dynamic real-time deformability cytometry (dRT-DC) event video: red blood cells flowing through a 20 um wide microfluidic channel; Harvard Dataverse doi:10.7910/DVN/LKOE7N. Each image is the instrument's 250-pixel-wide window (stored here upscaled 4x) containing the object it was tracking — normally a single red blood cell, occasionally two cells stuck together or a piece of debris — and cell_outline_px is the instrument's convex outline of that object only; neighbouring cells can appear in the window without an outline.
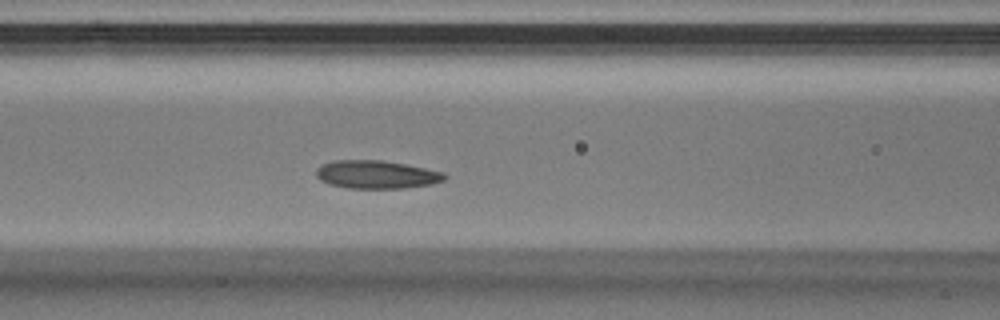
{"species": "Egyptian fruit bat (a non-hibernating species)", "species_latin": "Rousettus aegyptiacus", "temperature_condition": "warm", "stored_images_in_passage": 29, "camera_frame_rate_fps": 3000, "um_per_image_px": 0.085, "animal": {"sex": "male"}, "frame": {"image": 1, "passage_image": 5, "time_ms": 1.333, "image_size_px": [1000, 320], "cell_outline_px": [[448, 176], [444, 180], [432, 184], [404, 188], [348, 188], [332, 184], [320, 180], [316, 176], [316, 168], [320, 164], [332, 160], [384, 160], [444, 172]], "centroid_in_image_um": [31.99, 14.82], "position_along_channel_um": 134.6, "area_um2": 21.1}}
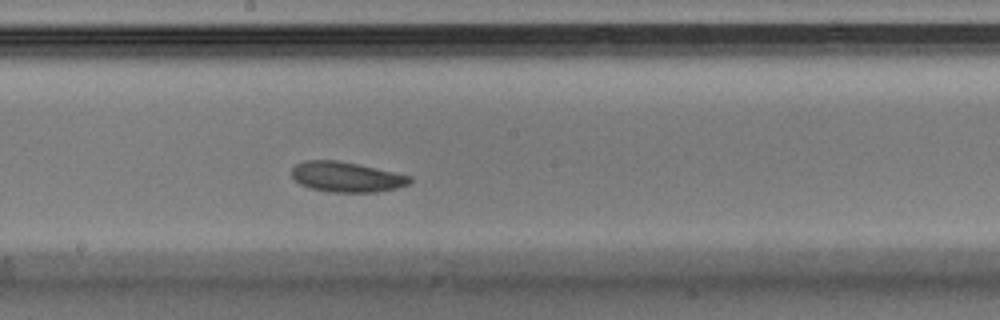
{"frame": {"image": 2, "passage_image": 10, "time_ms": 3.0, "image_size_px": [1000, 320], "cell_outline_px": [[412, 180], [408, 184], [396, 188], [376, 192], [328, 192], [312, 188], [300, 184], [292, 176], [292, 168], [296, 164], [304, 160], [336, 160], [356, 164], [412, 176]], "centroid_in_image_um": [29.43, 15.04], "position_along_channel_um": 218.8, "area_um2": 20.58}}
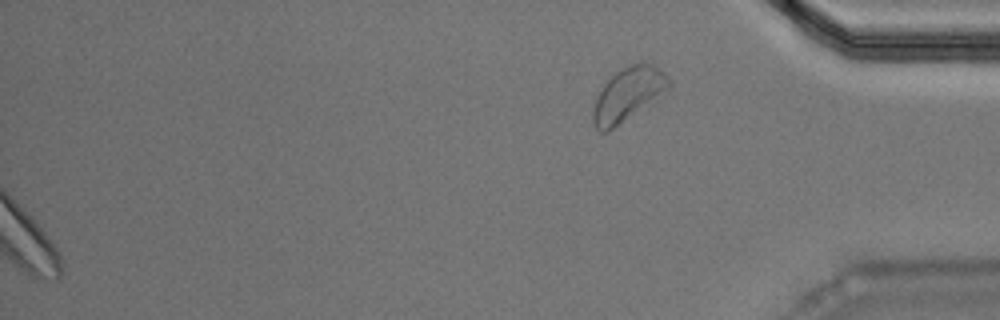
{"frame": {"image": 3, "passage_image": 29, "time_ms": 9.333, "image_size_px": [1000, 320], "cell_outline_px": [[672, 88], [612, 128], [604, 132], [600, 132], [592, 124], [592, 108], [596, 96], [604, 84], [620, 68], [640, 60], [652, 64], [668, 76], [672, 80]], "centroid_in_image_um": [53.39, 7.97], "position_along_channel_um": 381.8, "area_um2": 23.64}}